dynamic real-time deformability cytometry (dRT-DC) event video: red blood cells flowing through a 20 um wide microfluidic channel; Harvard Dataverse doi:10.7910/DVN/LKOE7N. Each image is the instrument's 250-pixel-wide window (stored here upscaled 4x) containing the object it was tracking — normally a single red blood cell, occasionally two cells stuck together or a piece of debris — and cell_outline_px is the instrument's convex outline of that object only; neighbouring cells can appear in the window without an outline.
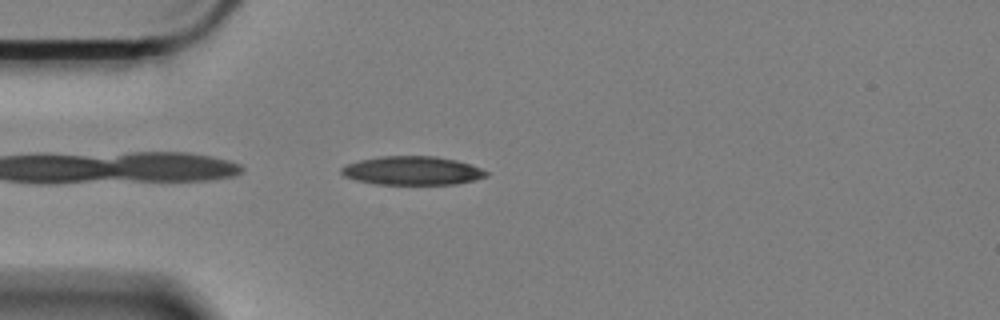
{"species": "Egyptian fruit bat (a non-hibernating species)", "species_latin": "Rousettus aegyptiacus", "temperature_condition": "cold", "stored_images_in_passage": 4, "camera_frame_rate_fps": 3000, "um_per_image_px": 0.085, "animal": {"sex": "female"}, "frame": {"image": 1, "passage_image": 1, "time_ms": 0.0, "image_size_px": [1000, 320], "cell_outline_px": [[488, 176], [456, 184], [376, 184], [356, 180], [344, 176], [340, 172], [340, 168], [344, 164], [360, 160], [380, 156], [436, 156], [456, 160], [480, 168], [488, 172]], "centroid_in_image_um": [34.99, 14.5], "position_along_channel_um": 50.0, "area_um2": 24.16}}